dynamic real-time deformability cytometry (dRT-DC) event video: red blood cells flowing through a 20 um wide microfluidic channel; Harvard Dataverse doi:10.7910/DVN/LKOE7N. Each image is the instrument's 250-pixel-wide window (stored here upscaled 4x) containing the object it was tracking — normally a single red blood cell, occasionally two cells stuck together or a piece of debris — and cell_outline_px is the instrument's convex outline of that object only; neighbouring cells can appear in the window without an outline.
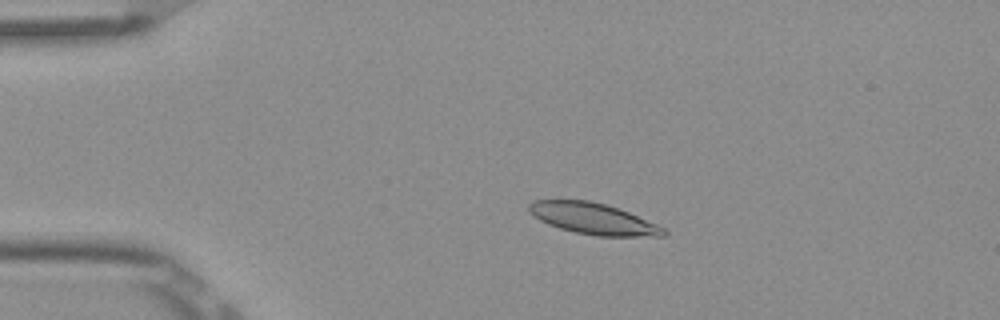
{"species": "Egyptian fruit bat (a non-hibernating species)", "species_latin": "Rousettus aegyptiacus", "temperature_condition": "room temperature", "stored_images_in_passage": 53, "camera_frame_rate_fps": 3000, "um_per_image_px": 0.085, "frame": {"image": 1, "passage_image": 11, "time_ms": 3.333, "image_size_px": [1000, 320], "cell_outline_px": [[668, 236], [596, 236], [576, 232], [560, 228], [548, 224], [540, 220], [528, 212], [528, 204], [536, 200], [588, 200], [604, 204], [628, 212], [656, 224], [664, 228], [668, 232]], "centroid_in_image_um": [50.42, 18.59], "position_along_channel_um": 34.6, "area_um2": 24.28}}
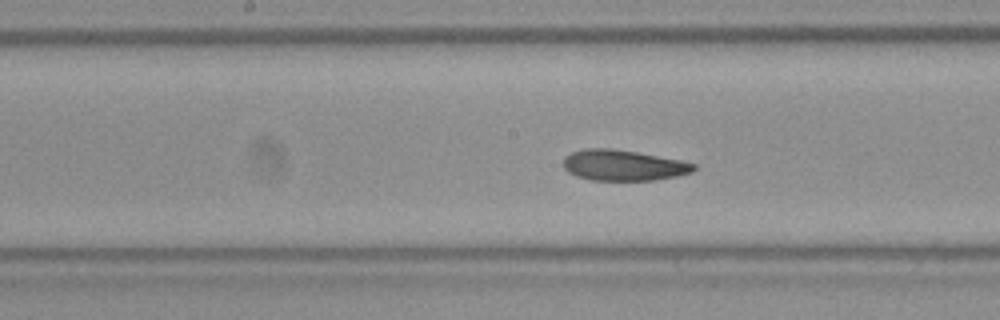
{"frame": {"image": 2, "passage_image": 27, "time_ms": 8.667, "image_size_px": [1000, 320], "cell_outline_px": [[696, 168], [692, 172], [676, 176], [652, 180], [592, 180], [576, 176], [568, 172], [564, 168], [564, 156], [572, 152], [584, 148], [612, 148], [636, 152], [680, 160], [696, 164]], "centroid_in_image_um": [52.96, 14.04], "position_along_channel_um": 195.2, "area_um2": 23.29}}
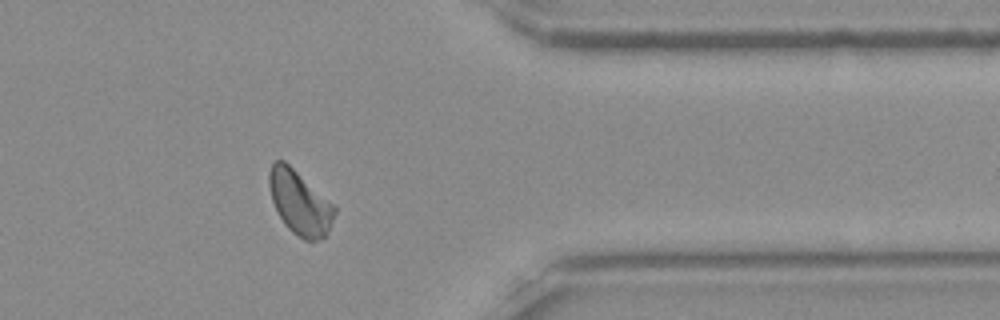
{"frame": {"image": 3, "passage_image": 43, "time_ms": 14.0, "image_size_px": [1000, 320], "cell_outline_px": [[336, 212], [324, 236], [316, 240], [304, 240], [292, 232], [284, 224], [272, 200], [268, 184], [268, 172], [272, 164], [276, 160], [284, 160], [332, 204], [336, 208]], "centroid_in_image_um": [25.43, 17.22], "position_along_channel_um": 386.0, "area_um2": 23.7}, "authors_computed_cell_mechanics": {"area_um2": 23.987, "velocity_mm_per_s": 3.8402, "shape_relaxation_time_tau1_ms": 3.9991, "shape_relaxation_time_tau2_ms": 2.5394, "deformation_change_tau1": 0.1159, "deformation_change_tau2": 0.0729}}